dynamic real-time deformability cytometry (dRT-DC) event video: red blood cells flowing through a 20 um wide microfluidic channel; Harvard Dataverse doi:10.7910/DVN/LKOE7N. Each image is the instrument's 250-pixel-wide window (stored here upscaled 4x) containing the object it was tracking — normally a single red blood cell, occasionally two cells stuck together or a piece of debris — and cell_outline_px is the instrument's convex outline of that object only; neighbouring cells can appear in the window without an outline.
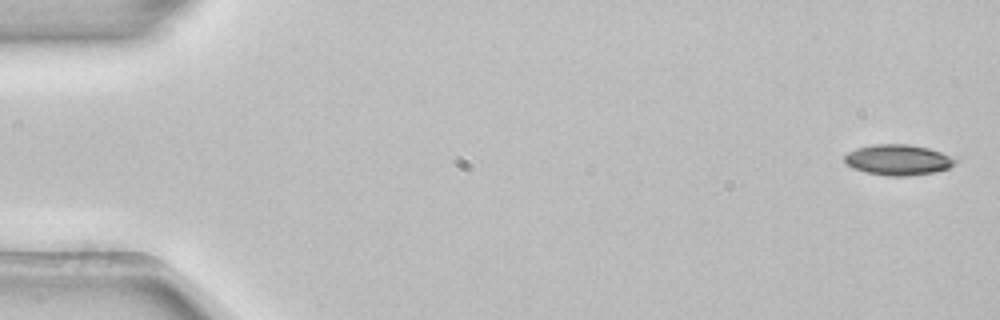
{"species": "common noctule bat (a hibernating species)", "species_latin": "Nyctalus noctula", "temperature_condition": "room temperature", "stored_images_in_passage": 5, "camera_frame_rate_fps": 3000, "um_per_image_px": 0.085, "animal": {"sex": "female", "body_mass_g": 22.7, "forearm_length_mm": 54.2}, "frame": {"image": 1, "passage_image": 1, "time_ms": 0.0, "image_size_px": [1000, 320], "cell_outline_px": [[960, 160], [956, 164], [948, 168], [936, 172], [908, 176], [888, 176], [864, 172], [852, 168], [844, 164], [844, 156], [848, 152], [856, 148], [872, 144], [908, 144], [928, 148], [940, 152]], "centroid_in_image_um": [76.32, 13.59], "position_along_channel_um": 8.7, "area_um2": 20.06}}
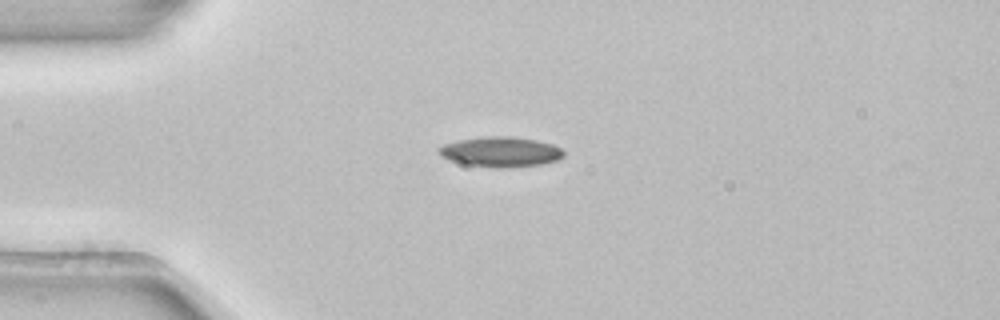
{"frame": {"image": 2, "passage_image": 4, "time_ms": 1.0, "image_size_px": [1000, 320], "cell_outline_px": [[564, 156], [556, 160], [540, 164], [508, 168], [496, 168], [468, 164], [448, 160], [440, 156], [436, 148], [444, 144], [456, 140], [484, 136], [512, 136], [536, 140], [552, 144], [560, 148], [564, 152]], "centroid_in_image_um": [42.51, 12.9], "position_along_channel_um": 42.5, "area_um2": 22.02}}